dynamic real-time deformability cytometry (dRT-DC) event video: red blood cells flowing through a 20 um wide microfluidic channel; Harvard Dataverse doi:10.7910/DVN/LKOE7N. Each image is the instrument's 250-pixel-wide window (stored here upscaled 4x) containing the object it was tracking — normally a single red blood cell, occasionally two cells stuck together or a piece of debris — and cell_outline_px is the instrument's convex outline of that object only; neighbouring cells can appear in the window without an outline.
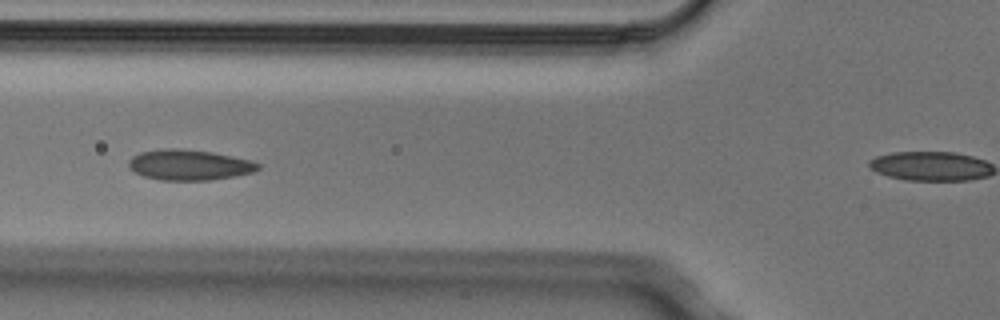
{"species": "Egyptian fruit bat (a non-hibernating species)", "species_latin": "Rousettus aegyptiacus", "temperature_condition": "cold", "stored_images_in_passage": 9, "camera_frame_rate_fps": 3000, "um_per_image_px": 0.085, "animal": {"sex": "male"}, "frame": {"image": 1, "passage_image": 6, "time_ms": 1.667, "image_size_px": [1000, 320], "cell_outline_px": [[260, 168], [252, 172], [232, 176], [208, 180], [160, 180], [144, 176], [128, 168], [128, 160], [132, 156], [140, 152], [164, 148], [180, 148], [212, 152], [252, 160], [260, 164]], "centroid_in_image_um": [16.05, 14.0], "position_along_channel_um": 109.7, "area_um2": 23.0}}
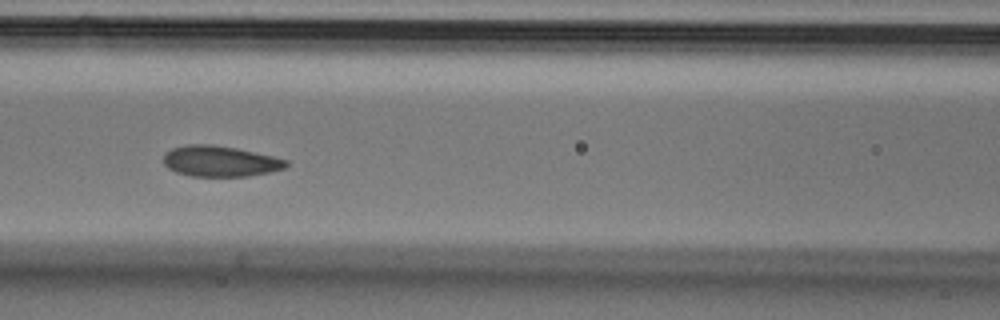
{"frame": {"image": 2, "passage_image": 7, "time_ms": 2.0, "image_size_px": [1000, 320], "cell_outline_px": [[288, 164], [284, 168], [268, 172], [248, 176], [192, 176], [176, 172], [168, 168], [164, 164], [164, 152], [172, 148], [188, 144], [212, 144], [236, 148], [272, 156], [288, 160]], "centroid_in_image_um": [18.67, 13.69], "position_along_channel_um": 147.9, "area_um2": 21.91}}
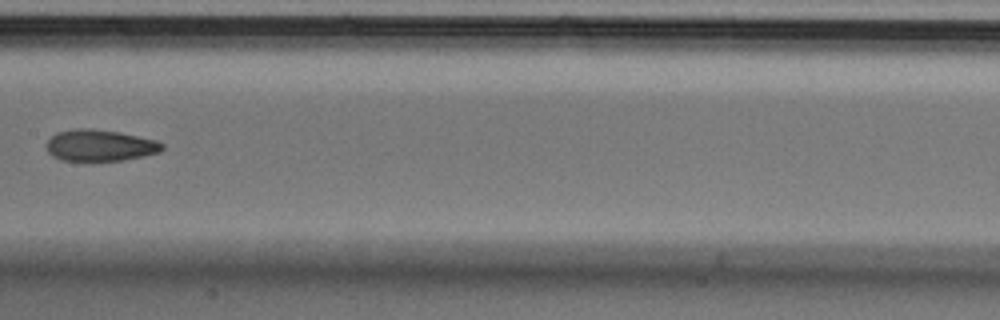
{"frame": {"image": 3, "passage_image": 9, "time_ms": 2.667, "image_size_px": [1000, 320], "cell_outline_px": [[164, 148], [160, 152], [144, 156], [124, 160], [88, 164], [60, 160], [52, 156], [48, 152], [44, 144], [56, 132], [76, 128], [92, 128], [120, 132], [156, 140], [164, 144]], "centroid_in_image_um": [8.45, 12.4], "position_along_channel_um": 199.0, "area_um2": 22.31}}